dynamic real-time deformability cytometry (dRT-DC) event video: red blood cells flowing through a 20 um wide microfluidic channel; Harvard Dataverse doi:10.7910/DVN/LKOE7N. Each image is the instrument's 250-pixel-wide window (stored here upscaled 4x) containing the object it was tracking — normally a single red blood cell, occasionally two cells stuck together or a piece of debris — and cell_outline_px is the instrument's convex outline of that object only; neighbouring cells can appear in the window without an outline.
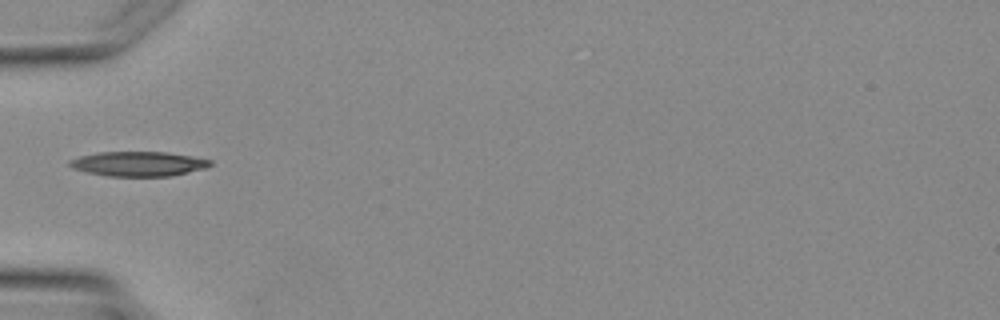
{"species": "Egyptian fruit bat (a non-hibernating species)", "species_latin": "Rousettus aegyptiacus", "temperature_condition": "warm", "stored_images_in_passage": 1, "camera_frame_rate_fps": 3000, "um_per_image_px": 0.085, "animal": {"sex": "female"}, "frame": {"image": 1, "passage_image": 1, "time_ms": 0.0, "image_size_px": [1000, 320], "cell_outline_px": [[212, 164], [204, 168], [172, 176], [108, 176], [88, 172], [72, 168], [68, 164], [68, 160], [80, 156], [96, 152], [164, 152], [212, 160]], "centroid_in_image_um": [11.72, 13.92], "position_along_channel_um": 73.3, "area_um2": 20.06}}